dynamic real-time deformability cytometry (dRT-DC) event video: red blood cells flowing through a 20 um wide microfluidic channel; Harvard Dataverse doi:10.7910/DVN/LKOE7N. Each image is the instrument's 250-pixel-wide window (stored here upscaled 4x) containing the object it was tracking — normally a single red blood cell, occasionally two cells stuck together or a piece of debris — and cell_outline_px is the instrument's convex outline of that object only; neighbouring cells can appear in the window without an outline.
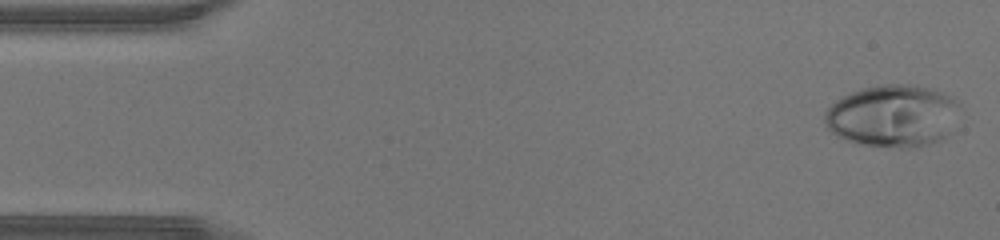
{"species": "human", "species_latin": "Homo sapiens", "temperature_condition": "warm", "stored_images_in_passage": 43, "camera_frame_rate_fps": 3000, "um_per_image_px": 0.085, "donor": {"sex": "male"}, "frame": {"image": 1, "passage_image": 1, "time_ms": 0.0, "image_size_px": [1000, 240], "cell_outline_px": [[956, 104], [948, 132], [940, 140], [928, 144], [908, 148], [900, 148], [860, 144], [844, 140], [836, 136], [828, 128], [824, 120], [824, 112], [836, 100], [852, 92], [864, 88], [884, 84], [908, 84], [932, 88], [948, 96]], "centroid_in_image_um": [75.78, 9.86], "position_along_channel_um": 9.2, "area_um2": 48.03}}
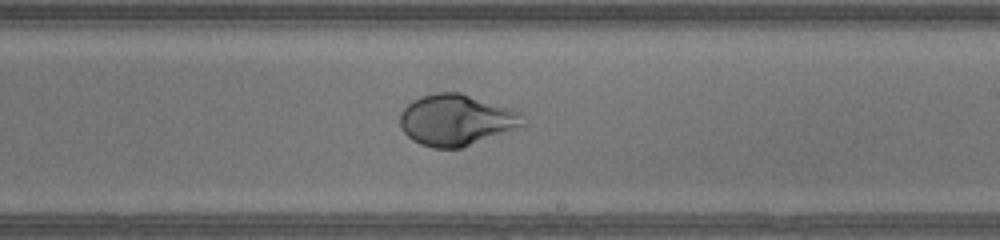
{"frame": {"image": 2, "passage_image": 25, "time_ms": 8.0, "image_size_px": [1000, 240], "cell_outline_px": [[528, 124], [460, 148], [432, 148], [420, 144], [412, 140], [400, 128], [400, 112], [412, 100], [420, 96], [436, 92], [460, 92], [524, 112]], "centroid_in_image_um": [38.8, 10.18], "position_along_channel_um": 250.2, "area_um2": 36.99}}
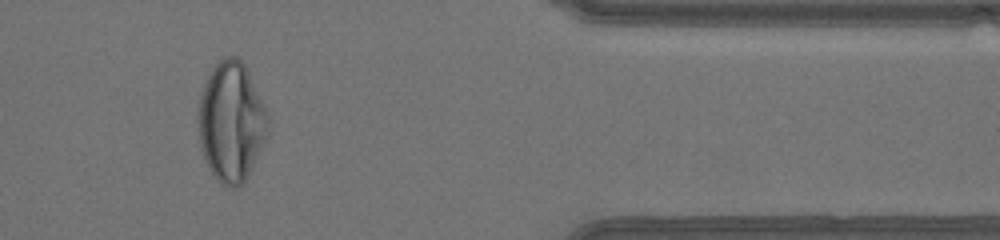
{"frame": {"image": 3, "passage_image": 36, "time_ms": 11.667, "image_size_px": [1000, 240], "cell_outline_px": [[268, 132], [244, 180], [236, 188], [228, 188], [220, 184], [216, 180], [204, 160], [200, 144], [196, 120], [200, 96], [204, 80], [208, 72], [216, 60], [224, 56], [236, 56], [244, 64], [268, 112]], "centroid_in_image_um": [19.6, 10.31], "position_along_channel_um": 391.8, "area_um2": 48.9}}